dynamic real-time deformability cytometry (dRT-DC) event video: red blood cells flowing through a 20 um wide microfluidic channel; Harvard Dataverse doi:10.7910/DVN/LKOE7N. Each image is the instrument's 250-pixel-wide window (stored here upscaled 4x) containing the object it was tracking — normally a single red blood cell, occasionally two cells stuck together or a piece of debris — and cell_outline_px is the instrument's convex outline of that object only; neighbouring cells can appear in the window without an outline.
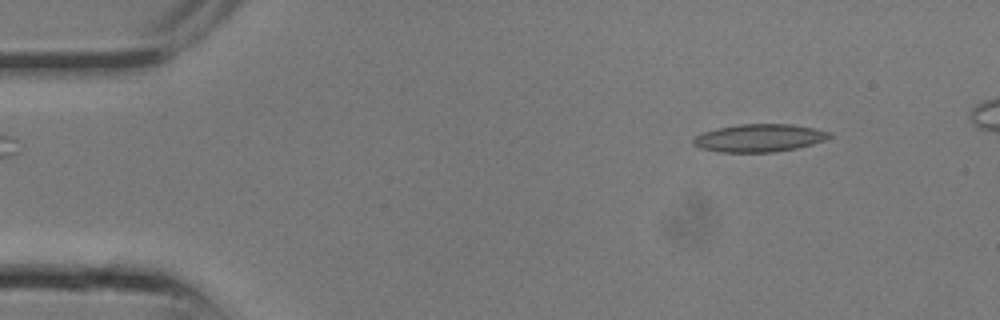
{"species": "common noctule bat (a hibernating species)", "species_latin": "Nyctalus noctula", "temperature_condition": "room temperature", "stored_images_in_passage": 23, "camera_frame_rate_fps": 3000, "um_per_image_px": 0.085, "animal": {"sex": "male", "body_mass_g": 13.3}, "frame": {"image": 1, "passage_image": 2, "time_ms": 0.333, "image_size_px": [1000, 320], "cell_outline_px": [[832, 136], [824, 140], [812, 144], [796, 148], [776, 152], [716, 152], [700, 148], [692, 144], [692, 140], [696, 136], [704, 132], [716, 128], [736, 124], [792, 124], [832, 132]], "centroid_in_image_um": [64.51, 11.73], "position_along_channel_um": 20.5, "area_um2": 22.14}}
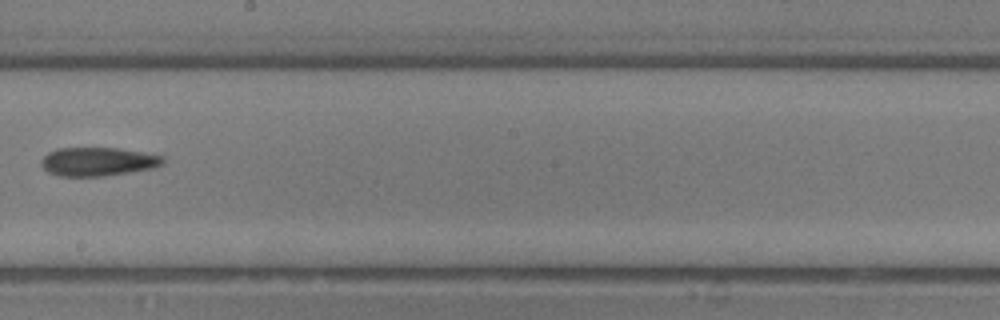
{"frame": {"image": 2, "passage_image": 13, "time_ms": 4.0, "image_size_px": [1000, 320], "cell_outline_px": [[164, 164], [152, 168], [104, 176], [60, 176], [48, 172], [40, 164], [40, 160], [48, 152], [56, 148], [120, 148], [144, 152], [164, 156]], "centroid_in_image_um": [8.32, 13.73], "position_along_channel_um": 239.9, "area_um2": 20.4}}
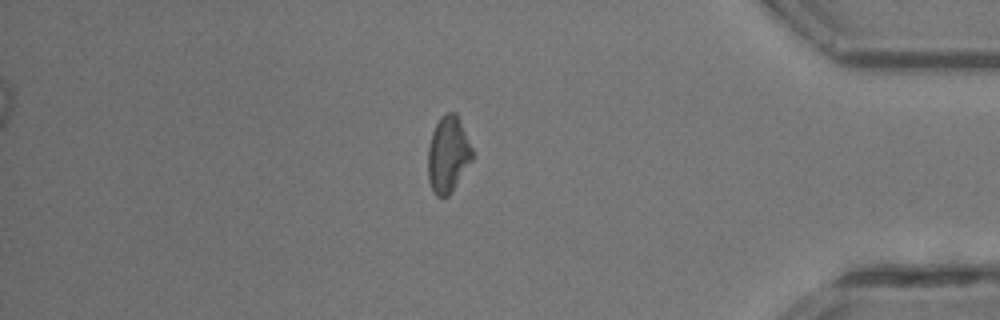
{"frame": {"image": 3, "passage_image": 20, "time_ms": 6.333, "image_size_px": [1000, 320], "cell_outline_px": [[472, 160], [448, 196], [436, 196], [432, 192], [428, 180], [428, 148], [432, 132], [440, 116], [448, 112], [456, 112], [472, 148]], "centroid_in_image_um": [38.06, 13.12], "position_along_channel_um": 397.1, "area_um2": 19.54}}